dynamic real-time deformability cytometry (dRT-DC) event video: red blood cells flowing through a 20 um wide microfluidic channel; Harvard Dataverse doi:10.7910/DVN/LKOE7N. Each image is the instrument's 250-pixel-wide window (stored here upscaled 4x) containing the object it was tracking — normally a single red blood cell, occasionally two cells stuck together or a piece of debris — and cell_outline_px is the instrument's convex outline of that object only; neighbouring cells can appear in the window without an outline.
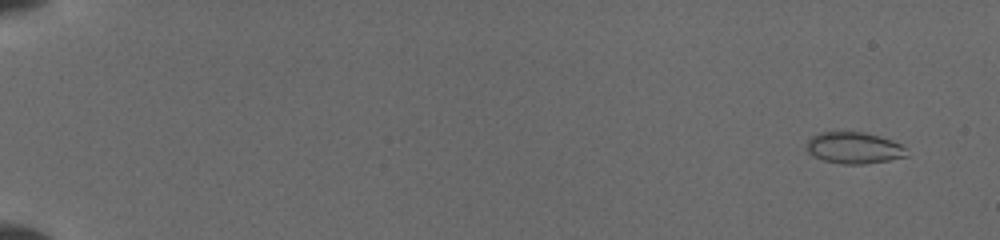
{"species": "common noctule bat (a hibernating species)", "species_latin": "Nyctalus noctula", "temperature_condition": "cold", "stored_images_in_passage": 43, "camera_frame_rate_fps": 3000, "um_per_image_px": 0.085, "animal": {"sex": "female", "body_mass_g": 19.5, "forearm_length_mm": 54.1}, "frame": {"image": 1, "passage_image": 8, "time_ms": 1.0, "image_size_px": [1000, 240], "cell_outline_px": [[908, 156], [888, 160], [860, 164], [840, 164], [824, 160], [812, 156], [808, 152], [808, 140], [812, 136], [820, 132], [864, 132], [880, 136], [904, 144]], "centroid_in_image_um": [72.62, 12.56], "position_along_channel_um": 12.4, "area_um2": 18.38}}
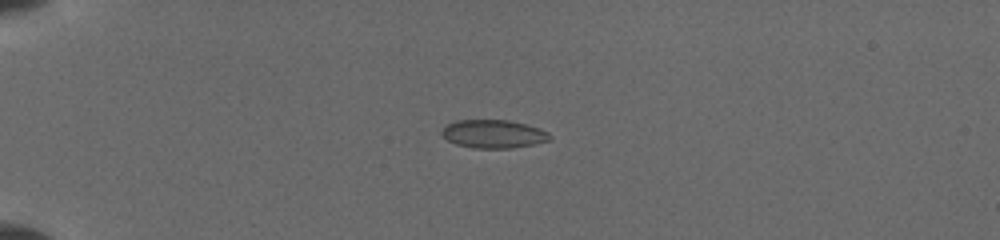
{"frame": {"image": 2, "passage_image": 33, "time_ms": 5.0, "image_size_px": [1000, 240], "cell_outline_px": [[552, 140], [512, 148], [476, 148], [456, 144], [448, 140], [440, 132], [448, 124], [456, 120], [508, 120], [540, 128], [548, 132], [552, 136]], "centroid_in_image_um": [41.97, 11.38], "position_along_channel_um": 43.0, "area_um2": 17.69}}